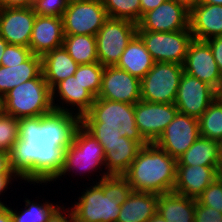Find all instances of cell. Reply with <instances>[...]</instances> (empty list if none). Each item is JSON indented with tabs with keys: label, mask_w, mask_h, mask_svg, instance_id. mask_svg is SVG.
Wrapping results in <instances>:
<instances>
[{
	"label": "cell",
	"mask_w": 222,
	"mask_h": 222,
	"mask_svg": "<svg viewBox=\"0 0 222 222\" xmlns=\"http://www.w3.org/2000/svg\"><path fill=\"white\" fill-rule=\"evenodd\" d=\"M155 62L184 64L190 42V30L173 32L137 31Z\"/></svg>",
	"instance_id": "obj_10"
},
{
	"label": "cell",
	"mask_w": 222,
	"mask_h": 222,
	"mask_svg": "<svg viewBox=\"0 0 222 222\" xmlns=\"http://www.w3.org/2000/svg\"><path fill=\"white\" fill-rule=\"evenodd\" d=\"M24 202L25 208L21 212L10 207L12 222H48L52 214L61 206L58 202L54 203L48 200L41 203L25 198Z\"/></svg>",
	"instance_id": "obj_30"
},
{
	"label": "cell",
	"mask_w": 222,
	"mask_h": 222,
	"mask_svg": "<svg viewBox=\"0 0 222 222\" xmlns=\"http://www.w3.org/2000/svg\"><path fill=\"white\" fill-rule=\"evenodd\" d=\"M166 0H140L141 5V17L144 13L156 9Z\"/></svg>",
	"instance_id": "obj_44"
},
{
	"label": "cell",
	"mask_w": 222,
	"mask_h": 222,
	"mask_svg": "<svg viewBox=\"0 0 222 222\" xmlns=\"http://www.w3.org/2000/svg\"><path fill=\"white\" fill-rule=\"evenodd\" d=\"M7 45L8 43L0 36V66H1V56L3 55Z\"/></svg>",
	"instance_id": "obj_49"
},
{
	"label": "cell",
	"mask_w": 222,
	"mask_h": 222,
	"mask_svg": "<svg viewBox=\"0 0 222 222\" xmlns=\"http://www.w3.org/2000/svg\"><path fill=\"white\" fill-rule=\"evenodd\" d=\"M195 219L199 222H222V213L195 200Z\"/></svg>",
	"instance_id": "obj_38"
},
{
	"label": "cell",
	"mask_w": 222,
	"mask_h": 222,
	"mask_svg": "<svg viewBox=\"0 0 222 222\" xmlns=\"http://www.w3.org/2000/svg\"><path fill=\"white\" fill-rule=\"evenodd\" d=\"M189 29V8L178 0H166L156 9L144 13L137 31L173 32Z\"/></svg>",
	"instance_id": "obj_13"
},
{
	"label": "cell",
	"mask_w": 222,
	"mask_h": 222,
	"mask_svg": "<svg viewBox=\"0 0 222 222\" xmlns=\"http://www.w3.org/2000/svg\"><path fill=\"white\" fill-rule=\"evenodd\" d=\"M199 136L198 119L178 112L155 144L178 159Z\"/></svg>",
	"instance_id": "obj_15"
},
{
	"label": "cell",
	"mask_w": 222,
	"mask_h": 222,
	"mask_svg": "<svg viewBox=\"0 0 222 222\" xmlns=\"http://www.w3.org/2000/svg\"><path fill=\"white\" fill-rule=\"evenodd\" d=\"M34 0H0V8H30Z\"/></svg>",
	"instance_id": "obj_42"
},
{
	"label": "cell",
	"mask_w": 222,
	"mask_h": 222,
	"mask_svg": "<svg viewBox=\"0 0 222 222\" xmlns=\"http://www.w3.org/2000/svg\"><path fill=\"white\" fill-rule=\"evenodd\" d=\"M184 72L206 82L214 89L218 87L222 74L206 41L193 39L183 64Z\"/></svg>",
	"instance_id": "obj_17"
},
{
	"label": "cell",
	"mask_w": 222,
	"mask_h": 222,
	"mask_svg": "<svg viewBox=\"0 0 222 222\" xmlns=\"http://www.w3.org/2000/svg\"><path fill=\"white\" fill-rule=\"evenodd\" d=\"M80 125L79 116L57 110L19 119V139L9 152L11 169L21 181L34 185L53 183L63 168L65 150Z\"/></svg>",
	"instance_id": "obj_1"
},
{
	"label": "cell",
	"mask_w": 222,
	"mask_h": 222,
	"mask_svg": "<svg viewBox=\"0 0 222 222\" xmlns=\"http://www.w3.org/2000/svg\"><path fill=\"white\" fill-rule=\"evenodd\" d=\"M101 144L105 152L107 175H124L142 146L127 137L120 136V125L81 123Z\"/></svg>",
	"instance_id": "obj_5"
},
{
	"label": "cell",
	"mask_w": 222,
	"mask_h": 222,
	"mask_svg": "<svg viewBox=\"0 0 222 222\" xmlns=\"http://www.w3.org/2000/svg\"><path fill=\"white\" fill-rule=\"evenodd\" d=\"M14 179L16 181L20 180L17 175H0V197H1V195H3V193H5L7 191L8 186H10L12 184ZM1 199L2 198H0V207L1 206H6L7 204L3 203Z\"/></svg>",
	"instance_id": "obj_43"
},
{
	"label": "cell",
	"mask_w": 222,
	"mask_h": 222,
	"mask_svg": "<svg viewBox=\"0 0 222 222\" xmlns=\"http://www.w3.org/2000/svg\"><path fill=\"white\" fill-rule=\"evenodd\" d=\"M78 66L63 46L42 56V73L50 89L60 81L73 76Z\"/></svg>",
	"instance_id": "obj_24"
},
{
	"label": "cell",
	"mask_w": 222,
	"mask_h": 222,
	"mask_svg": "<svg viewBox=\"0 0 222 222\" xmlns=\"http://www.w3.org/2000/svg\"><path fill=\"white\" fill-rule=\"evenodd\" d=\"M64 37L62 17L36 15L29 48L32 54L42 57L45 53L62 47Z\"/></svg>",
	"instance_id": "obj_20"
},
{
	"label": "cell",
	"mask_w": 222,
	"mask_h": 222,
	"mask_svg": "<svg viewBox=\"0 0 222 222\" xmlns=\"http://www.w3.org/2000/svg\"><path fill=\"white\" fill-rule=\"evenodd\" d=\"M178 1L184 3L188 8H190L191 6L200 3L201 0H178Z\"/></svg>",
	"instance_id": "obj_50"
},
{
	"label": "cell",
	"mask_w": 222,
	"mask_h": 222,
	"mask_svg": "<svg viewBox=\"0 0 222 222\" xmlns=\"http://www.w3.org/2000/svg\"><path fill=\"white\" fill-rule=\"evenodd\" d=\"M189 29L196 40L222 36V5L198 3L191 6Z\"/></svg>",
	"instance_id": "obj_21"
},
{
	"label": "cell",
	"mask_w": 222,
	"mask_h": 222,
	"mask_svg": "<svg viewBox=\"0 0 222 222\" xmlns=\"http://www.w3.org/2000/svg\"><path fill=\"white\" fill-rule=\"evenodd\" d=\"M62 46L78 65L99 62L95 36L65 35Z\"/></svg>",
	"instance_id": "obj_29"
},
{
	"label": "cell",
	"mask_w": 222,
	"mask_h": 222,
	"mask_svg": "<svg viewBox=\"0 0 222 222\" xmlns=\"http://www.w3.org/2000/svg\"><path fill=\"white\" fill-rule=\"evenodd\" d=\"M0 222H12L10 207L8 205L0 207Z\"/></svg>",
	"instance_id": "obj_45"
},
{
	"label": "cell",
	"mask_w": 222,
	"mask_h": 222,
	"mask_svg": "<svg viewBox=\"0 0 222 222\" xmlns=\"http://www.w3.org/2000/svg\"><path fill=\"white\" fill-rule=\"evenodd\" d=\"M215 100V89L183 72L175 100L178 112L199 119Z\"/></svg>",
	"instance_id": "obj_14"
},
{
	"label": "cell",
	"mask_w": 222,
	"mask_h": 222,
	"mask_svg": "<svg viewBox=\"0 0 222 222\" xmlns=\"http://www.w3.org/2000/svg\"><path fill=\"white\" fill-rule=\"evenodd\" d=\"M158 194L131 191L121 205L117 222H148L156 213Z\"/></svg>",
	"instance_id": "obj_23"
},
{
	"label": "cell",
	"mask_w": 222,
	"mask_h": 222,
	"mask_svg": "<svg viewBox=\"0 0 222 222\" xmlns=\"http://www.w3.org/2000/svg\"><path fill=\"white\" fill-rule=\"evenodd\" d=\"M32 55L29 47L20 45H7L1 56V66L19 65Z\"/></svg>",
	"instance_id": "obj_37"
},
{
	"label": "cell",
	"mask_w": 222,
	"mask_h": 222,
	"mask_svg": "<svg viewBox=\"0 0 222 222\" xmlns=\"http://www.w3.org/2000/svg\"><path fill=\"white\" fill-rule=\"evenodd\" d=\"M183 65L155 62L140 80L141 100L152 103H175Z\"/></svg>",
	"instance_id": "obj_8"
},
{
	"label": "cell",
	"mask_w": 222,
	"mask_h": 222,
	"mask_svg": "<svg viewBox=\"0 0 222 222\" xmlns=\"http://www.w3.org/2000/svg\"><path fill=\"white\" fill-rule=\"evenodd\" d=\"M19 139V119L11 115L0 116V150L10 152Z\"/></svg>",
	"instance_id": "obj_34"
},
{
	"label": "cell",
	"mask_w": 222,
	"mask_h": 222,
	"mask_svg": "<svg viewBox=\"0 0 222 222\" xmlns=\"http://www.w3.org/2000/svg\"><path fill=\"white\" fill-rule=\"evenodd\" d=\"M96 170L99 172V175H96L97 179H91L92 181L95 180V183L97 180L108 176L105 169L104 149L98 140L80 125L75 131L73 141L65 150L63 168L53 181L60 180L68 173L70 175V172L76 175L78 173L84 175L86 172L88 174H92L94 171L97 172ZM74 171L76 172L74 173Z\"/></svg>",
	"instance_id": "obj_4"
},
{
	"label": "cell",
	"mask_w": 222,
	"mask_h": 222,
	"mask_svg": "<svg viewBox=\"0 0 222 222\" xmlns=\"http://www.w3.org/2000/svg\"><path fill=\"white\" fill-rule=\"evenodd\" d=\"M176 172L177 159L155 143H147L123 176L133 191L163 194L173 192Z\"/></svg>",
	"instance_id": "obj_3"
},
{
	"label": "cell",
	"mask_w": 222,
	"mask_h": 222,
	"mask_svg": "<svg viewBox=\"0 0 222 222\" xmlns=\"http://www.w3.org/2000/svg\"><path fill=\"white\" fill-rule=\"evenodd\" d=\"M81 123L120 125V136L134 140L142 147L147 144L136 126L134 104L95 98L89 111L81 118Z\"/></svg>",
	"instance_id": "obj_7"
},
{
	"label": "cell",
	"mask_w": 222,
	"mask_h": 222,
	"mask_svg": "<svg viewBox=\"0 0 222 222\" xmlns=\"http://www.w3.org/2000/svg\"><path fill=\"white\" fill-rule=\"evenodd\" d=\"M217 179L222 183V166L217 168Z\"/></svg>",
	"instance_id": "obj_53"
},
{
	"label": "cell",
	"mask_w": 222,
	"mask_h": 222,
	"mask_svg": "<svg viewBox=\"0 0 222 222\" xmlns=\"http://www.w3.org/2000/svg\"><path fill=\"white\" fill-rule=\"evenodd\" d=\"M200 205L208 206L222 213V183L216 179L196 199Z\"/></svg>",
	"instance_id": "obj_35"
},
{
	"label": "cell",
	"mask_w": 222,
	"mask_h": 222,
	"mask_svg": "<svg viewBox=\"0 0 222 222\" xmlns=\"http://www.w3.org/2000/svg\"><path fill=\"white\" fill-rule=\"evenodd\" d=\"M53 110L51 89L42 72L5 94L6 114L16 119L40 117Z\"/></svg>",
	"instance_id": "obj_6"
},
{
	"label": "cell",
	"mask_w": 222,
	"mask_h": 222,
	"mask_svg": "<svg viewBox=\"0 0 222 222\" xmlns=\"http://www.w3.org/2000/svg\"><path fill=\"white\" fill-rule=\"evenodd\" d=\"M42 72V57L32 54L19 65L0 66V93L5 95L19 84L36 78Z\"/></svg>",
	"instance_id": "obj_26"
},
{
	"label": "cell",
	"mask_w": 222,
	"mask_h": 222,
	"mask_svg": "<svg viewBox=\"0 0 222 222\" xmlns=\"http://www.w3.org/2000/svg\"><path fill=\"white\" fill-rule=\"evenodd\" d=\"M109 18L138 23L141 19L140 0H102Z\"/></svg>",
	"instance_id": "obj_32"
},
{
	"label": "cell",
	"mask_w": 222,
	"mask_h": 222,
	"mask_svg": "<svg viewBox=\"0 0 222 222\" xmlns=\"http://www.w3.org/2000/svg\"><path fill=\"white\" fill-rule=\"evenodd\" d=\"M140 79L116 66H105L97 98L136 104L141 100Z\"/></svg>",
	"instance_id": "obj_16"
},
{
	"label": "cell",
	"mask_w": 222,
	"mask_h": 222,
	"mask_svg": "<svg viewBox=\"0 0 222 222\" xmlns=\"http://www.w3.org/2000/svg\"><path fill=\"white\" fill-rule=\"evenodd\" d=\"M36 15L33 7L0 8V36L9 45L29 47Z\"/></svg>",
	"instance_id": "obj_19"
},
{
	"label": "cell",
	"mask_w": 222,
	"mask_h": 222,
	"mask_svg": "<svg viewBox=\"0 0 222 222\" xmlns=\"http://www.w3.org/2000/svg\"><path fill=\"white\" fill-rule=\"evenodd\" d=\"M75 1H85V0H67L68 3L75 2Z\"/></svg>",
	"instance_id": "obj_54"
},
{
	"label": "cell",
	"mask_w": 222,
	"mask_h": 222,
	"mask_svg": "<svg viewBox=\"0 0 222 222\" xmlns=\"http://www.w3.org/2000/svg\"><path fill=\"white\" fill-rule=\"evenodd\" d=\"M6 114L5 111V95L0 93V116Z\"/></svg>",
	"instance_id": "obj_48"
},
{
	"label": "cell",
	"mask_w": 222,
	"mask_h": 222,
	"mask_svg": "<svg viewBox=\"0 0 222 222\" xmlns=\"http://www.w3.org/2000/svg\"><path fill=\"white\" fill-rule=\"evenodd\" d=\"M135 122L142 138L147 143H155L178 109L174 103H152L140 100L134 105Z\"/></svg>",
	"instance_id": "obj_12"
},
{
	"label": "cell",
	"mask_w": 222,
	"mask_h": 222,
	"mask_svg": "<svg viewBox=\"0 0 222 222\" xmlns=\"http://www.w3.org/2000/svg\"><path fill=\"white\" fill-rule=\"evenodd\" d=\"M215 99L222 103V79L218 84V87L215 89Z\"/></svg>",
	"instance_id": "obj_46"
},
{
	"label": "cell",
	"mask_w": 222,
	"mask_h": 222,
	"mask_svg": "<svg viewBox=\"0 0 222 222\" xmlns=\"http://www.w3.org/2000/svg\"><path fill=\"white\" fill-rule=\"evenodd\" d=\"M200 3L222 5V0H201Z\"/></svg>",
	"instance_id": "obj_52"
},
{
	"label": "cell",
	"mask_w": 222,
	"mask_h": 222,
	"mask_svg": "<svg viewBox=\"0 0 222 222\" xmlns=\"http://www.w3.org/2000/svg\"><path fill=\"white\" fill-rule=\"evenodd\" d=\"M104 66L99 62L79 65L74 76L95 98L101 88Z\"/></svg>",
	"instance_id": "obj_33"
},
{
	"label": "cell",
	"mask_w": 222,
	"mask_h": 222,
	"mask_svg": "<svg viewBox=\"0 0 222 222\" xmlns=\"http://www.w3.org/2000/svg\"><path fill=\"white\" fill-rule=\"evenodd\" d=\"M148 222H167L160 214L156 213Z\"/></svg>",
	"instance_id": "obj_51"
},
{
	"label": "cell",
	"mask_w": 222,
	"mask_h": 222,
	"mask_svg": "<svg viewBox=\"0 0 222 222\" xmlns=\"http://www.w3.org/2000/svg\"><path fill=\"white\" fill-rule=\"evenodd\" d=\"M217 168L200 165H177L173 192L196 200L217 179Z\"/></svg>",
	"instance_id": "obj_22"
},
{
	"label": "cell",
	"mask_w": 222,
	"mask_h": 222,
	"mask_svg": "<svg viewBox=\"0 0 222 222\" xmlns=\"http://www.w3.org/2000/svg\"><path fill=\"white\" fill-rule=\"evenodd\" d=\"M64 35L95 36L109 18L102 0L70 2L63 13Z\"/></svg>",
	"instance_id": "obj_11"
},
{
	"label": "cell",
	"mask_w": 222,
	"mask_h": 222,
	"mask_svg": "<svg viewBox=\"0 0 222 222\" xmlns=\"http://www.w3.org/2000/svg\"><path fill=\"white\" fill-rule=\"evenodd\" d=\"M0 175H16L11 169L10 153L0 150Z\"/></svg>",
	"instance_id": "obj_41"
},
{
	"label": "cell",
	"mask_w": 222,
	"mask_h": 222,
	"mask_svg": "<svg viewBox=\"0 0 222 222\" xmlns=\"http://www.w3.org/2000/svg\"><path fill=\"white\" fill-rule=\"evenodd\" d=\"M136 34V23L125 19L108 18L95 35L99 63L104 67L115 66Z\"/></svg>",
	"instance_id": "obj_9"
},
{
	"label": "cell",
	"mask_w": 222,
	"mask_h": 222,
	"mask_svg": "<svg viewBox=\"0 0 222 222\" xmlns=\"http://www.w3.org/2000/svg\"><path fill=\"white\" fill-rule=\"evenodd\" d=\"M198 122L200 136L210 140H222V103L215 99Z\"/></svg>",
	"instance_id": "obj_31"
},
{
	"label": "cell",
	"mask_w": 222,
	"mask_h": 222,
	"mask_svg": "<svg viewBox=\"0 0 222 222\" xmlns=\"http://www.w3.org/2000/svg\"><path fill=\"white\" fill-rule=\"evenodd\" d=\"M209 44L214 59L218 65V68L222 74V36H217L206 40Z\"/></svg>",
	"instance_id": "obj_39"
},
{
	"label": "cell",
	"mask_w": 222,
	"mask_h": 222,
	"mask_svg": "<svg viewBox=\"0 0 222 222\" xmlns=\"http://www.w3.org/2000/svg\"><path fill=\"white\" fill-rule=\"evenodd\" d=\"M157 213L167 222H192L195 219V199L174 192L158 194Z\"/></svg>",
	"instance_id": "obj_27"
},
{
	"label": "cell",
	"mask_w": 222,
	"mask_h": 222,
	"mask_svg": "<svg viewBox=\"0 0 222 222\" xmlns=\"http://www.w3.org/2000/svg\"><path fill=\"white\" fill-rule=\"evenodd\" d=\"M86 187L71 203L76 222H117L121 205L132 191L123 175H108Z\"/></svg>",
	"instance_id": "obj_2"
},
{
	"label": "cell",
	"mask_w": 222,
	"mask_h": 222,
	"mask_svg": "<svg viewBox=\"0 0 222 222\" xmlns=\"http://www.w3.org/2000/svg\"><path fill=\"white\" fill-rule=\"evenodd\" d=\"M82 86L74 75L57 83L51 89L54 110L72 113L82 118L89 111L95 100V97ZM57 97L60 98L58 99ZM55 101L59 104L55 103Z\"/></svg>",
	"instance_id": "obj_18"
},
{
	"label": "cell",
	"mask_w": 222,
	"mask_h": 222,
	"mask_svg": "<svg viewBox=\"0 0 222 222\" xmlns=\"http://www.w3.org/2000/svg\"><path fill=\"white\" fill-rule=\"evenodd\" d=\"M67 0H34L33 9L37 15L62 17Z\"/></svg>",
	"instance_id": "obj_36"
},
{
	"label": "cell",
	"mask_w": 222,
	"mask_h": 222,
	"mask_svg": "<svg viewBox=\"0 0 222 222\" xmlns=\"http://www.w3.org/2000/svg\"><path fill=\"white\" fill-rule=\"evenodd\" d=\"M48 222H76V220L72 209L70 207L66 209L63 204L52 214Z\"/></svg>",
	"instance_id": "obj_40"
},
{
	"label": "cell",
	"mask_w": 222,
	"mask_h": 222,
	"mask_svg": "<svg viewBox=\"0 0 222 222\" xmlns=\"http://www.w3.org/2000/svg\"><path fill=\"white\" fill-rule=\"evenodd\" d=\"M217 141L199 136L177 159V165L218 167Z\"/></svg>",
	"instance_id": "obj_28"
},
{
	"label": "cell",
	"mask_w": 222,
	"mask_h": 222,
	"mask_svg": "<svg viewBox=\"0 0 222 222\" xmlns=\"http://www.w3.org/2000/svg\"><path fill=\"white\" fill-rule=\"evenodd\" d=\"M154 63L155 61L146 49L142 39L136 34L128 43L115 66L141 80L153 67Z\"/></svg>",
	"instance_id": "obj_25"
},
{
	"label": "cell",
	"mask_w": 222,
	"mask_h": 222,
	"mask_svg": "<svg viewBox=\"0 0 222 222\" xmlns=\"http://www.w3.org/2000/svg\"><path fill=\"white\" fill-rule=\"evenodd\" d=\"M218 166H222V140L217 141Z\"/></svg>",
	"instance_id": "obj_47"
}]
</instances>
